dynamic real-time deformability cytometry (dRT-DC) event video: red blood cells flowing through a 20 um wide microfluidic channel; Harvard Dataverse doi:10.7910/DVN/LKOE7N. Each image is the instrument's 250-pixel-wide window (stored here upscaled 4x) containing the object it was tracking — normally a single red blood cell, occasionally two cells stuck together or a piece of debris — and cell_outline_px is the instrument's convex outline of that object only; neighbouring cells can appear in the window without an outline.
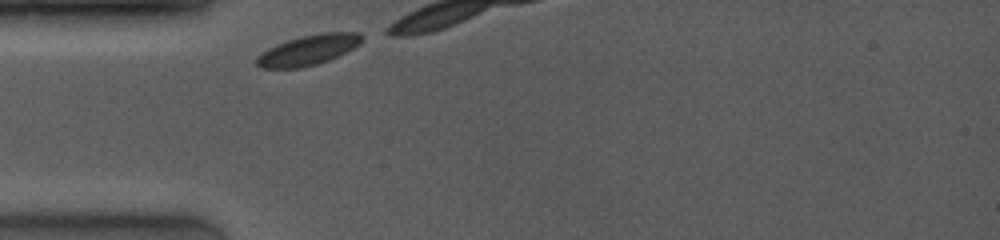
{"species": "common noctule bat (a hibernating species)", "species_latin": "Nyctalus noctula", "temperature_condition": "room temperature", "stored_images_in_passage": 5, "camera_frame_rate_fps": 4000, "um_per_image_px": 0.085, "animal": {"sex": "female", "body_mass_g": 19.0, "forearm_length_mm": 53.3}, "frame": {"image": 1, "passage_image": 1, "time_ms": 0.0, "image_size_px": [1000, 240], "cell_outline_px": [[364, 40], [360, 44], [328, 60], [316, 64], [300, 68], [260, 68], [256, 64], [256, 56], [268, 48], [276, 44], [300, 36], [320, 32], [360, 32], [364, 36]], "centroid_in_image_um": [26.2, 4.23], "position_along_channel_um": 58.8, "area_um2": 18.55}}